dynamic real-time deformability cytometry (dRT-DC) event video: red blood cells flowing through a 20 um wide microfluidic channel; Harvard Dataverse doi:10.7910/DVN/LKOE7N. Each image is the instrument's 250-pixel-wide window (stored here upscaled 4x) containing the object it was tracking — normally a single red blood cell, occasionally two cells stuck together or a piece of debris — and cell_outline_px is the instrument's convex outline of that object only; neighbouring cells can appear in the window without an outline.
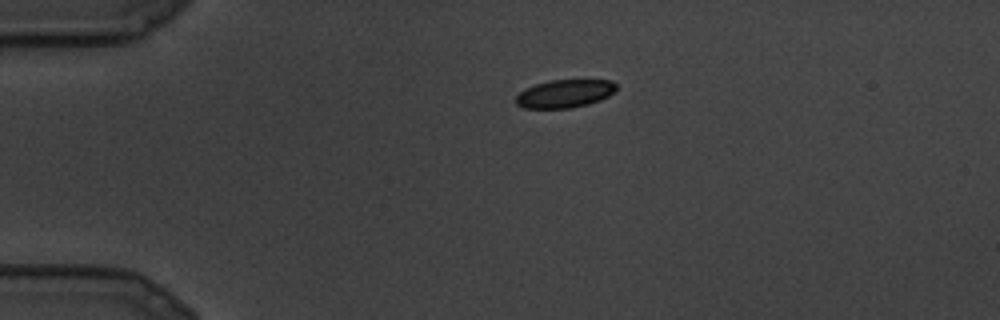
{"species": "common noctule bat (a hibernating species)", "species_latin": "Nyctalus noctula", "temperature_condition": "cold", "stored_images_in_passage": 9, "camera_frame_rate_fps": 3000, "um_per_image_px": 0.085, "animal": {"sex": "male", "body_mass_g": 19.5, "forearm_length_mm": 54.6}, "frame": {"image": 1, "passage_image": 1, "time_ms": 0.0, "image_size_px": [1000, 320], "cell_outline_px": [[616, 88], [608, 96], [600, 100], [588, 104], [568, 108], [524, 108], [516, 104], [516, 96], [524, 88], [536, 84], [552, 80], [612, 80], [616, 84]], "centroid_in_image_um": [47.98, 7.96], "position_along_channel_um": 37.0, "area_um2": 16.3}}
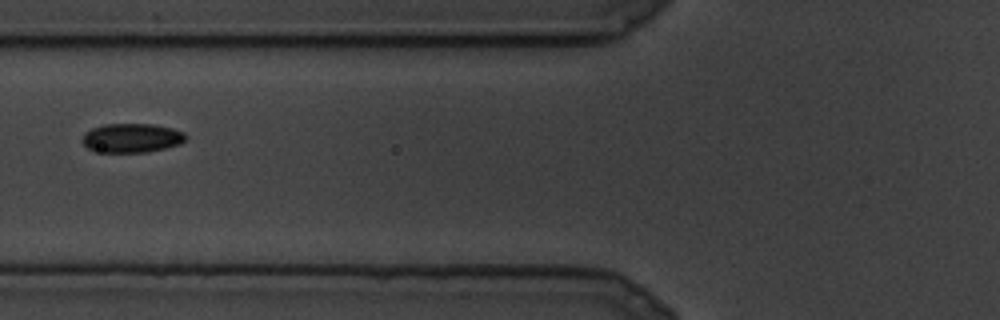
{"frame": {"image": 2, "passage_image": 6, "time_ms": 1.667, "image_size_px": [1000, 320], "cell_outline_px": [[188, 136], [180, 144], [148, 152], [92, 152], [80, 140], [84, 132], [92, 128], [104, 124], [152, 124], [172, 128], [184, 132]], "centroid_in_image_um": [11.16, 11.73], "position_along_channel_um": 114.6, "area_um2": 17.74}}
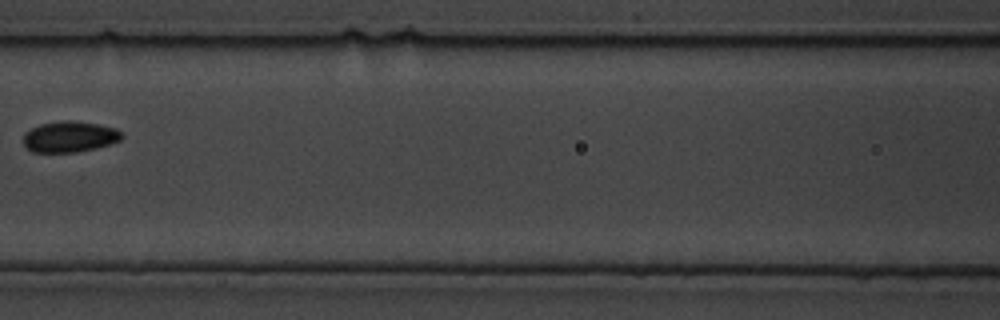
{"frame": {"image": 3, "passage_image": 8, "time_ms": 2.333, "image_size_px": [1000, 320], "cell_outline_px": [[124, 136], [120, 140], [96, 148], [76, 152], [32, 152], [24, 144], [24, 132], [40, 124], [64, 120], [68, 120], [100, 124], [116, 128], [124, 132]], "centroid_in_image_um": [5.95, 11.61], "position_along_channel_um": 160.7, "area_um2": 17.8}}